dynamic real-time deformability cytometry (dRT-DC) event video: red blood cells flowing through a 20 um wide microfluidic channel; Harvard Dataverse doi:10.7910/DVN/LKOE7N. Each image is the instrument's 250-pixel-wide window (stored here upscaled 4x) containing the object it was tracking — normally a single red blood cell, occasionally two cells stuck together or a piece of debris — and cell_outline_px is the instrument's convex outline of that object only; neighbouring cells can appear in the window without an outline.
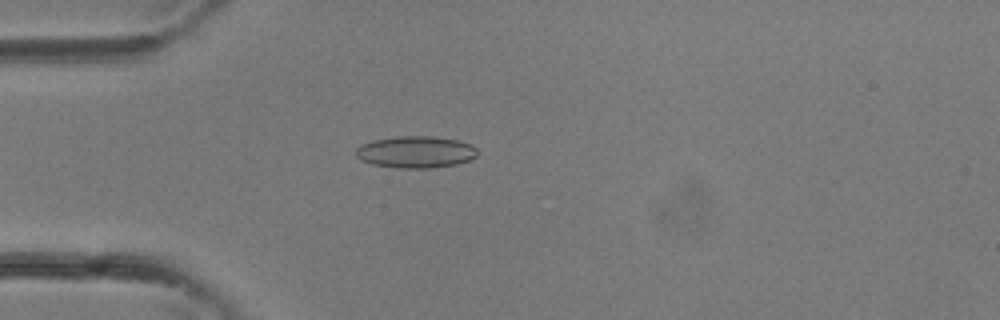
{"species": "common noctule bat (a hibernating species)", "species_latin": "Nyctalus noctula", "temperature_condition": "room temperature", "stored_images_in_passage": 36, "camera_frame_rate_fps": 3000, "um_per_image_px": 0.085, "animal": {"sex": "female"}, "frame": {"image": 1, "passage_image": 10, "time_ms": 3.0, "image_size_px": [1000, 320], "cell_outline_px": [[476, 156], [468, 160], [456, 164], [432, 168], [396, 168], [372, 164], [360, 160], [356, 156], [356, 148], [360, 144], [372, 140], [396, 136], [432, 136], [456, 140], [472, 144], [476, 148]], "centroid_in_image_um": [35.29, 12.92], "position_along_channel_um": 49.7, "area_um2": 22.66}}
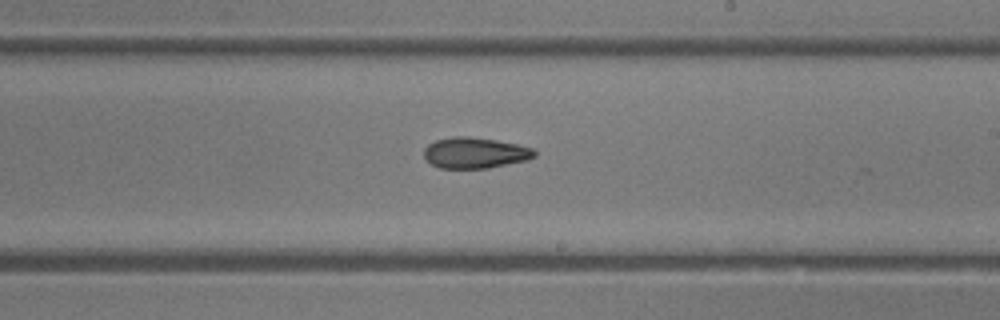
{"frame": {"image": 2, "passage_image": 21, "time_ms": 6.667, "image_size_px": [1000, 320], "cell_outline_px": [[536, 156], [528, 160], [488, 168], [440, 168], [432, 164], [424, 156], [424, 148], [428, 144], [436, 140], [452, 136], [468, 136], [496, 140], [516, 144], [532, 148], [536, 152]], "centroid_in_image_um": [40.38, 12.99], "position_along_channel_um": 248.6, "area_um2": 19.88}}
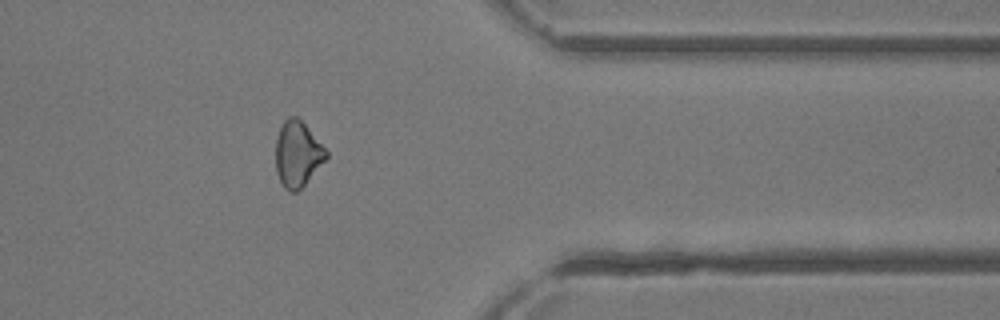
{"frame": {"image": 3, "passage_image": 29, "time_ms": 9.333, "image_size_px": [1000, 320], "cell_outline_px": [[328, 156], [304, 184], [296, 192], [292, 192], [284, 188], [276, 172], [276, 140], [280, 128], [284, 120], [288, 116], [296, 116], [304, 124], [328, 152]], "centroid_in_image_um": [25.26, 13.09], "position_along_channel_um": 386.1, "area_um2": 18.84}}